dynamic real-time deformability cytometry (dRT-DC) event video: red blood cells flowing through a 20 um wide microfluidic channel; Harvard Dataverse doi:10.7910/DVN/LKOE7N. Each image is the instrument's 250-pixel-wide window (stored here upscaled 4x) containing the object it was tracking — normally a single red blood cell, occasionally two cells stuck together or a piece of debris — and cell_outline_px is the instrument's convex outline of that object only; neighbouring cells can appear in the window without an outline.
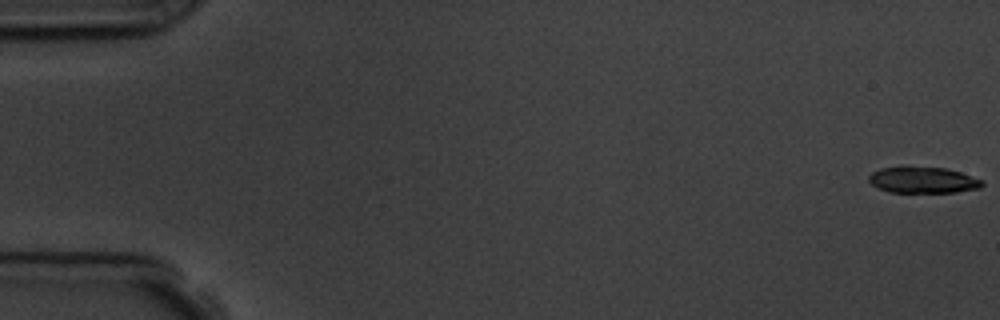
{"species": "common noctule bat (a hibernating species)", "species_latin": "Nyctalus noctula", "temperature_condition": "room temperature", "stored_images_in_passage": 57, "camera_frame_rate_fps": 3000, "um_per_image_px": 0.085, "animal": {"sex": "male", "body_mass_g": 19.5, "forearm_length_mm": 54.6}, "frame": {"image": 1, "passage_image": 1, "time_ms": 0.0, "image_size_px": [1000, 320], "cell_outline_px": [[984, 184], [980, 188], [956, 192], [888, 192], [876, 188], [868, 180], [868, 176], [872, 172], [880, 168], [948, 168], [984, 180]], "centroid_in_image_um": [78.47, 15.32], "position_along_channel_um": 6.5, "area_um2": 17.11}}
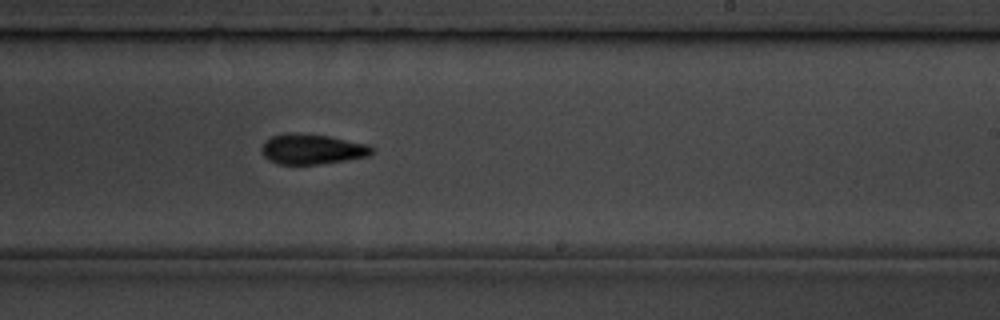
{"frame": {"image": 2, "passage_image": 35, "time_ms": 11.333, "image_size_px": [1000, 320], "cell_outline_px": [[372, 152], [368, 156], [344, 160], [316, 164], [276, 164], [268, 160], [260, 152], [260, 148], [264, 140], [272, 136], [284, 132], [296, 132], [328, 136], [368, 144], [372, 148]], "centroid_in_image_um": [26.43, 12.66], "position_along_channel_um": 262.6, "area_um2": 19.54}}
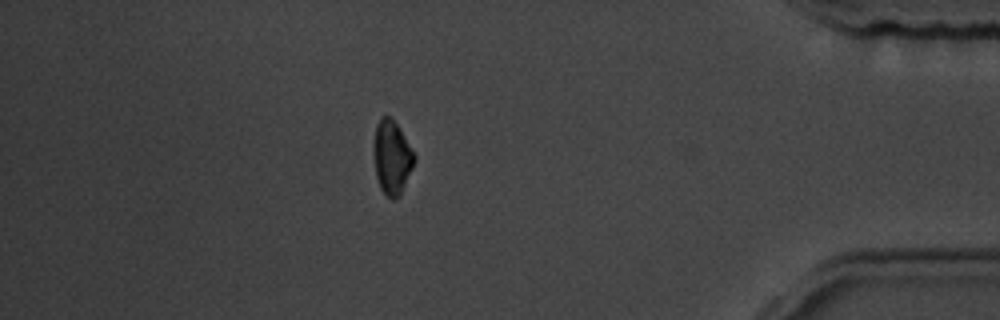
{"frame": {"image": 3, "passage_image": 50, "time_ms": 16.333, "image_size_px": [1000, 320], "cell_outline_px": [[416, 160], [400, 196], [392, 200], [380, 188], [376, 176], [372, 148], [372, 144], [376, 124], [380, 116], [388, 116], [396, 124], [416, 156]], "centroid_in_image_um": [33.29, 13.38], "position_along_channel_um": 401.9, "area_um2": 17.57}, "authors_computed_cell_mechanics": {"area_um2": 19.1318, "velocity_mm_per_s": 3.6127, "shape_relaxation_time_tau1_ms": 2.999, "shape_relaxation_time_tau2_ms": 6.8718, "deformation_change_tau1": 0.1403, "deformation_change_tau2": 0.1519}}